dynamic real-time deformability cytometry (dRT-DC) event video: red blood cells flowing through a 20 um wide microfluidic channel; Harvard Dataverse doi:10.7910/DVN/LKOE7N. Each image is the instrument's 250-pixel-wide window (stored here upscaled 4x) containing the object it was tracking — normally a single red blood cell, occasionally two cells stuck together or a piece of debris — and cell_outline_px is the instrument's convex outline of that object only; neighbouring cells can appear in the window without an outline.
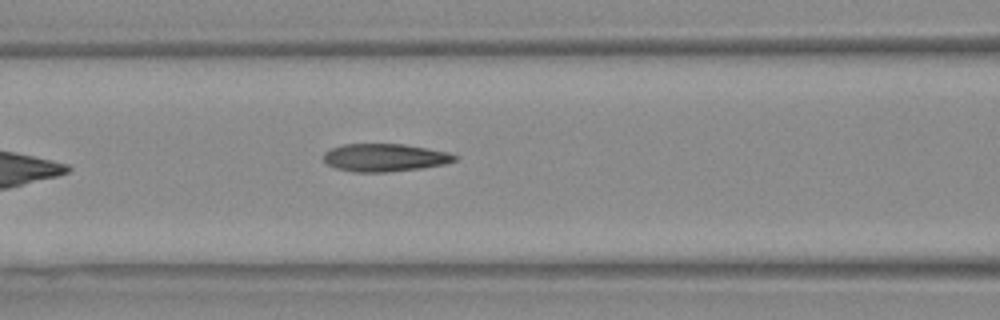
{"species": "Egyptian fruit bat (a non-hibernating species)", "species_latin": "Rousettus aegyptiacus", "temperature_condition": "warm", "stored_images_in_passage": 7, "camera_frame_rate_fps": 3000, "um_per_image_px": 0.085, "animal": {"sex": "female"}, "frame": {"image": 1, "passage_image": 7, "time_ms": 2.0, "image_size_px": [1000, 320], "cell_outline_px": [[456, 160], [444, 164], [420, 168], [388, 172], [352, 172], [336, 168], [328, 164], [324, 160], [324, 152], [332, 148], [344, 144], [404, 144], [448, 152], [456, 156]], "centroid_in_image_um": [32.68, 13.4], "position_along_channel_um": 133.9, "area_um2": 21.1}}